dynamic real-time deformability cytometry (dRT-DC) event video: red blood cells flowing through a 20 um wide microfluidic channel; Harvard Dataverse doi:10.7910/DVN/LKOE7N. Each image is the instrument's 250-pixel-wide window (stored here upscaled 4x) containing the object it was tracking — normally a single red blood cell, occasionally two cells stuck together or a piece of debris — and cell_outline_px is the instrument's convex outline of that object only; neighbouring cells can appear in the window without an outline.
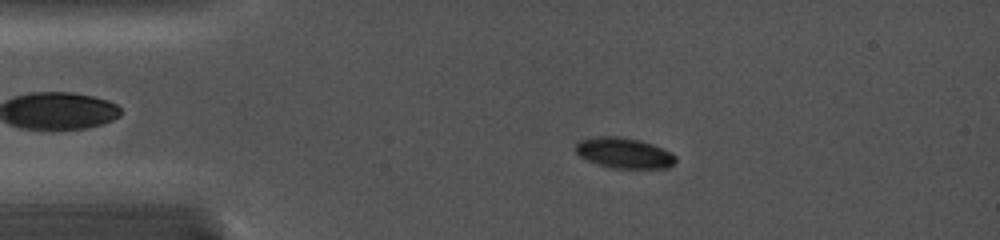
{"species": "common noctule bat (a hibernating species)", "species_latin": "Nyctalus noctula", "temperature_condition": "cold", "stored_images_in_passage": 55, "camera_frame_rate_fps": 5000, "um_per_image_px": 0.085, "animal": {"sex": "female", "body_mass_g": 19.0, "forearm_length_mm": 56.7}, "frame": {"image": 1, "passage_image": 16, "time_ms": 2.6, "image_size_px": [1000, 240], "cell_outline_px": [[676, 160], [668, 168], [612, 168], [588, 160], [580, 156], [576, 152], [576, 144], [580, 140], [596, 136], [620, 136], [640, 140], [652, 144], [672, 152], [676, 156]], "centroid_in_image_um": [53.06, 12.99], "position_along_channel_um": 31.9, "area_um2": 17.74}}
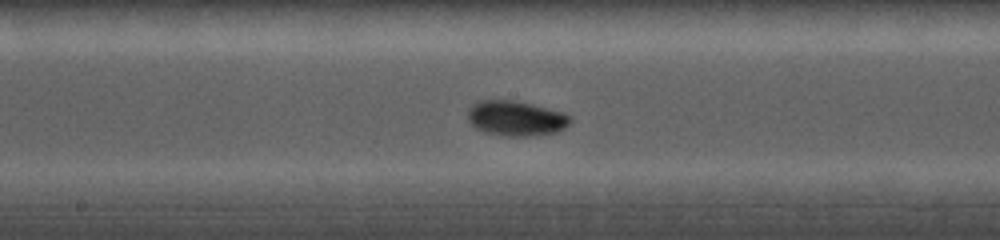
{"frame": {"image": 2, "passage_image": 34, "time_ms": 8.0, "image_size_px": [1000, 240], "cell_outline_px": [[572, 120], [564, 128], [556, 132], [528, 136], [508, 136], [484, 132], [476, 128], [468, 120], [468, 108], [476, 100], [512, 100], [532, 104], [564, 112], [572, 116]], "centroid_in_image_um": [43.85, 10.04], "position_along_channel_um": 204.4, "area_um2": 21.04}}
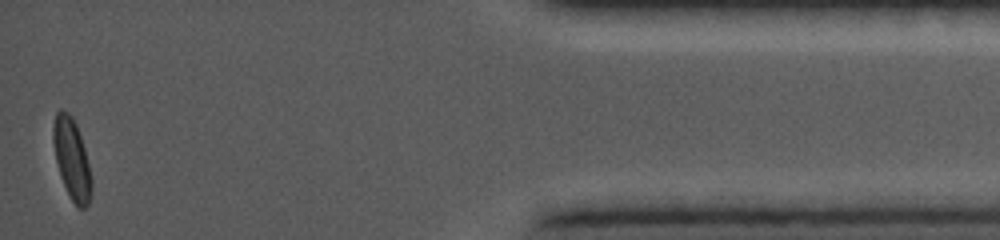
{"frame": {"image": 3, "passage_image": 55, "time_ms": 15.0, "image_size_px": [1000, 240], "cell_outline_px": [[92, 188], [88, 204], [84, 208], [76, 208], [60, 176], [56, 160], [52, 140], [52, 128], [56, 112], [60, 108], [64, 108], [72, 116], [76, 124], [84, 148], [92, 180]], "centroid_in_image_um": [6.08, 13.48], "position_along_channel_um": 429.1, "area_um2": 17.98}}